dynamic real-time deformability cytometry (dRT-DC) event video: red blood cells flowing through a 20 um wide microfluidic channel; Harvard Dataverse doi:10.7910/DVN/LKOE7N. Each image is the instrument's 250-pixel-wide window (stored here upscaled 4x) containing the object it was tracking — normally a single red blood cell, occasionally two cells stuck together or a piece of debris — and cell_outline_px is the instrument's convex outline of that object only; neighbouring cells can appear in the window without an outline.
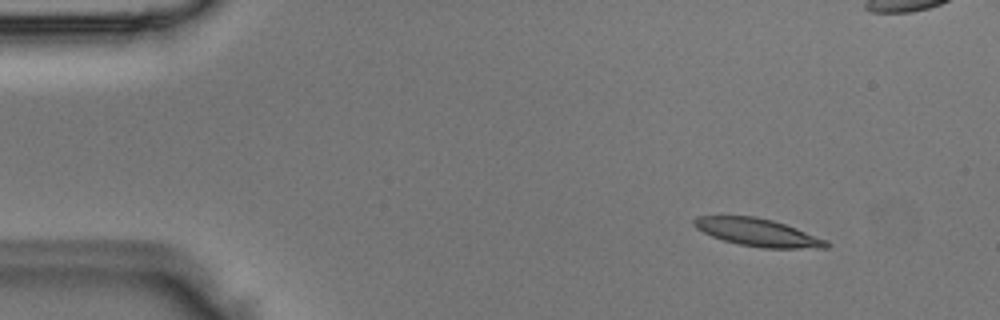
{"species": "Egyptian fruit bat (a non-hibernating species)", "species_latin": "Rousettus aegyptiacus", "temperature_condition": "room temperature", "stored_images_in_passage": 5, "camera_frame_rate_fps": 3000, "um_per_image_px": 0.085, "animal": {"sex": "male"}, "frame": {"image": 1, "passage_image": 2, "time_ms": 0.333, "image_size_px": [1000, 320], "cell_outline_px": [[832, 244], [828, 248], [764, 248], [740, 244], [724, 240], [712, 236], [696, 228], [692, 224], [692, 220], [696, 216], [756, 216], [772, 220], [796, 228], [828, 240]], "centroid_in_image_um": [64.43, 19.75], "position_along_channel_um": 20.6, "area_um2": 21.33}}